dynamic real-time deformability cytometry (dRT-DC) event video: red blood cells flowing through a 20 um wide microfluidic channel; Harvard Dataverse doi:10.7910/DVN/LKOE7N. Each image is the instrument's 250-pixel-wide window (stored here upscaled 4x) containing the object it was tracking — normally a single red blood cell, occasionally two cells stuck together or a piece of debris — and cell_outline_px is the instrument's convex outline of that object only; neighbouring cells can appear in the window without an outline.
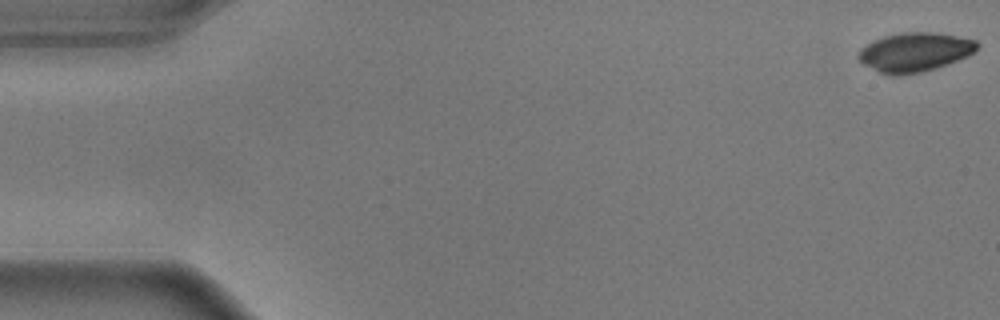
{"species": "common noctule bat (a hibernating species)", "species_latin": "Nyctalus noctula", "temperature_condition": "warm", "stored_images_in_passage": 56, "camera_frame_rate_fps": 3000, "um_per_image_px": 0.085, "animal": {"sex": "male", "body_mass_g": 17.9}, "frame": {"image": 1, "passage_image": 1, "time_ms": 0.0, "image_size_px": [1000, 320], "cell_outline_px": [[980, 44], [968, 56], [948, 64], [936, 68], [920, 72], [896, 76], [892, 76], [880, 72], [864, 64], [856, 56], [860, 48], [884, 36], [904, 32], [936, 32], [976, 40]], "centroid_in_image_um": [77.75, 4.43], "position_along_channel_um": 7.2, "area_um2": 26.88}}
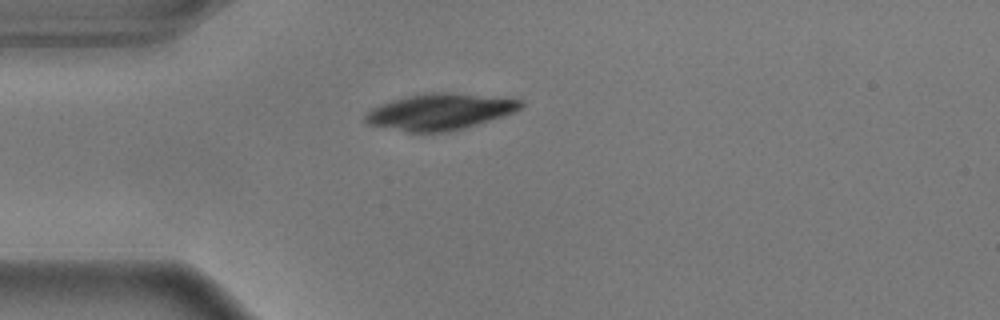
{"frame": {"image": 2, "passage_image": 15, "time_ms": 4.667, "image_size_px": [1000, 320], "cell_outline_px": [[524, 104], [520, 108], [512, 112], [464, 128], [448, 132], [408, 132], [368, 124], [364, 120], [364, 116], [372, 108], [380, 104], [392, 100], [408, 96], [428, 92], [452, 92], [508, 96], [524, 100]], "centroid_in_image_um": [37.44, 9.47], "position_along_channel_um": 47.6, "area_um2": 33.06}}
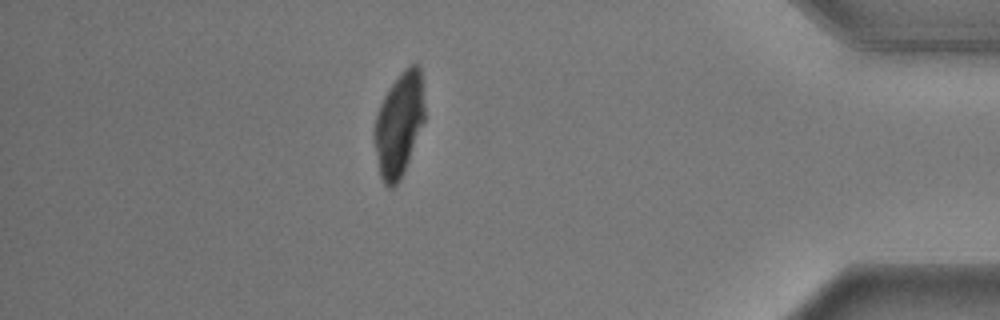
{"frame": {"image": 3, "passage_image": 49, "time_ms": 16.0, "image_size_px": [1000, 320], "cell_outline_px": [[424, 120], [404, 172], [400, 180], [392, 188], [388, 188], [384, 184], [380, 176], [372, 140], [372, 128], [380, 104], [388, 88], [400, 72], [408, 64], [416, 64], [420, 68], [424, 108]], "centroid_in_image_um": [33.87, 10.58], "position_along_channel_um": 401.3, "area_um2": 30.69}}